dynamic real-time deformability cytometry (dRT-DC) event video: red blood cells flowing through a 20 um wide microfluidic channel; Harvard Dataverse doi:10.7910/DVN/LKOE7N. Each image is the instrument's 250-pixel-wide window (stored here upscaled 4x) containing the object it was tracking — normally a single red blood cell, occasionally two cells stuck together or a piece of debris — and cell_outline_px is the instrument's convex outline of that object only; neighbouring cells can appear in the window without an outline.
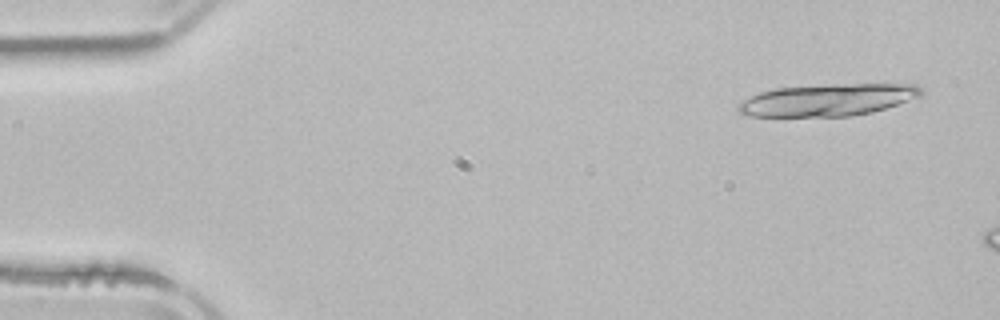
{"species": "common noctule bat (a hibernating species)", "species_latin": "Nyctalus noctula", "temperature_condition": "room temperature", "stored_images_in_passage": 6, "camera_frame_rate_fps": 3000, "um_per_image_px": 0.085, "animal": {"sex": "male", "body_mass_g": 21.5, "forearm_length_mm": 52.0}, "frame": {"image": 1, "passage_image": 1, "time_ms": 0.0, "image_size_px": [1000, 320], "cell_outline_px": [[924, 92], [920, 96], [872, 112], [852, 116], [748, 116], [736, 112], [736, 104], [760, 92], [776, 88], [832, 84], [916, 84], [924, 88]], "centroid_in_image_um": [70.34, 8.49], "position_along_channel_um": 14.7, "area_um2": 34.16}}